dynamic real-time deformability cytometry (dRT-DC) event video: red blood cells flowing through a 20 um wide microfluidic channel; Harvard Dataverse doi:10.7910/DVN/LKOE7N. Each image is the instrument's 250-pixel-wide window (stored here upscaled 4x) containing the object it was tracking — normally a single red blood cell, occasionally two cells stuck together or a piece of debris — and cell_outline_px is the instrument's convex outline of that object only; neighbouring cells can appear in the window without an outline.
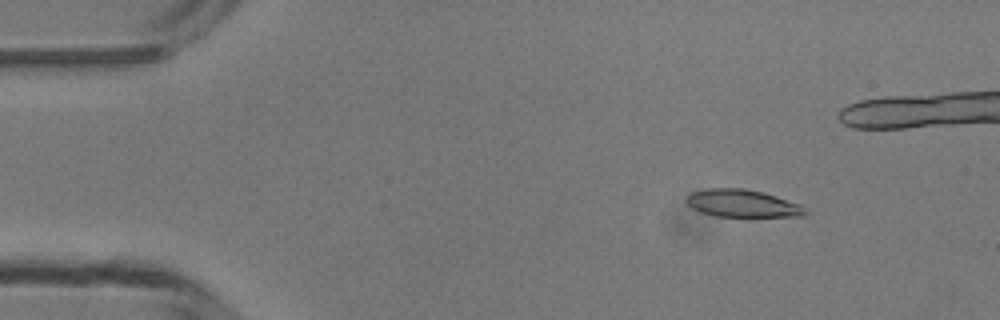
{"species": "common noctule bat (a hibernating species)", "species_latin": "Nyctalus noctula", "temperature_condition": "room temperature", "stored_images_in_passage": 15, "camera_frame_rate_fps": 3000, "um_per_image_px": 0.085, "animal": {"sex": "male", "body_mass_g": 13.3}, "frame": {"image": 1, "passage_image": 7, "time_ms": 2.0, "image_size_px": [1000, 320], "cell_outline_px": [[808, 212], [804, 216], [716, 216], [700, 212], [692, 208], [684, 200], [692, 192], [708, 188], [744, 188], [776, 196], [800, 204], [808, 208]], "centroid_in_image_um": [63.11, 17.29], "position_along_channel_um": 21.9, "area_um2": 19.02}}